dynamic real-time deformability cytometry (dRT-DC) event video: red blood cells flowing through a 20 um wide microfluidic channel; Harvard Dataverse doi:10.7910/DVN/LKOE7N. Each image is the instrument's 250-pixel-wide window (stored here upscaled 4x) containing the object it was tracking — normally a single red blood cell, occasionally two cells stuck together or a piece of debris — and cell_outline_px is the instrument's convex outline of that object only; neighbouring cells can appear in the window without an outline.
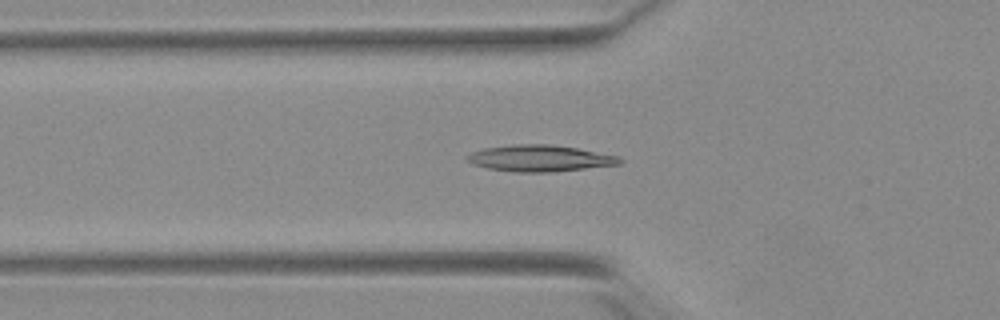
{"species": "Egyptian fruit bat (a non-hibernating species)", "species_latin": "Rousettus aegyptiacus", "temperature_condition": "warm", "stored_images_in_passage": 53, "camera_frame_rate_fps": 3000, "um_per_image_px": 0.085, "animal": {"sex": "female"}, "frame": {"image": 1, "passage_image": 19, "time_ms": 6.0, "image_size_px": [1000, 320], "cell_outline_px": [[624, 160], [620, 164], [552, 172], [512, 172], [488, 168], [472, 164], [464, 156], [472, 152], [484, 148], [512, 144], [548, 144], [576, 148], [616, 156]], "centroid_in_image_um": [45.83, 13.45], "position_along_channel_um": 80.0, "area_um2": 23.35}}
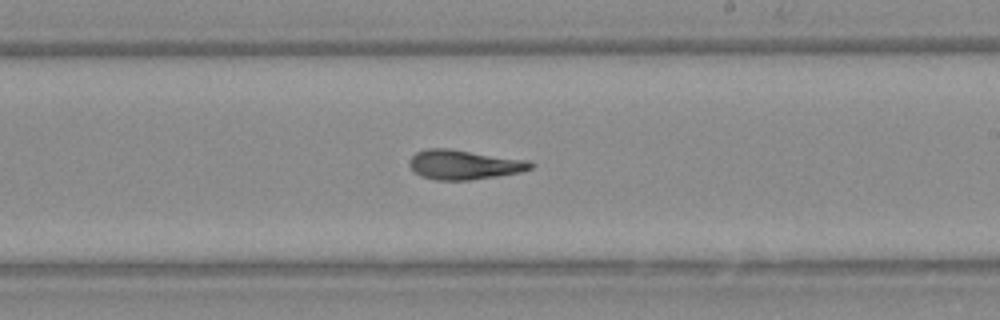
{"frame": {"image": 2, "passage_image": 32, "time_ms": 10.333, "image_size_px": [1000, 320], "cell_outline_px": [[536, 164], [532, 168], [520, 172], [496, 176], [468, 180], [436, 180], [424, 176], [416, 172], [408, 164], [412, 156], [416, 152], [428, 148], [448, 148], [528, 160]], "centroid_in_image_um": [39.47, 13.98], "position_along_channel_um": 249.5, "area_um2": 20.69}}
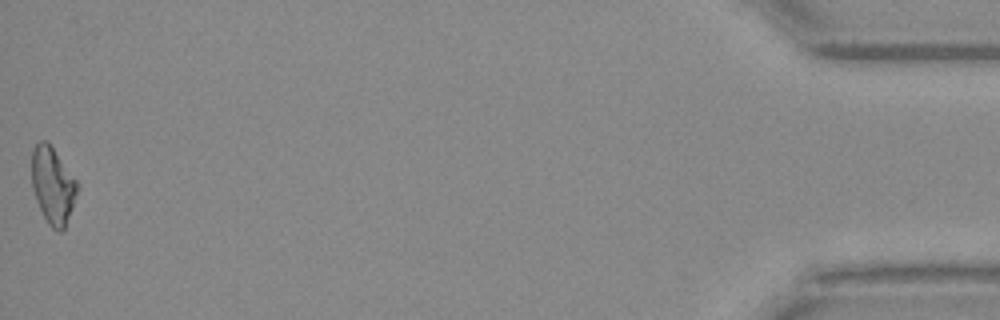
{"frame": {"image": 3, "passage_image": 53, "time_ms": 17.333, "image_size_px": [1000, 320], "cell_outline_px": [[76, 192], [64, 228], [60, 232], [56, 232], [48, 224], [36, 200], [32, 188], [32, 152], [36, 144], [40, 140], [48, 140], [76, 180]], "centroid_in_image_um": [4.44, 15.72], "position_along_channel_um": 430.8, "area_um2": 19.88}, "authors_computed_cell_mechanics": {"area_um2": 20.6924, "velocity_mm_per_s": 3.9077, "shape_relaxation_time_tau1_ms": null, "shape_relaxation_time_tau2_ms": 2.7764, "deformation_change_tau1": null, "deformation_change_tau2": 0.113}}